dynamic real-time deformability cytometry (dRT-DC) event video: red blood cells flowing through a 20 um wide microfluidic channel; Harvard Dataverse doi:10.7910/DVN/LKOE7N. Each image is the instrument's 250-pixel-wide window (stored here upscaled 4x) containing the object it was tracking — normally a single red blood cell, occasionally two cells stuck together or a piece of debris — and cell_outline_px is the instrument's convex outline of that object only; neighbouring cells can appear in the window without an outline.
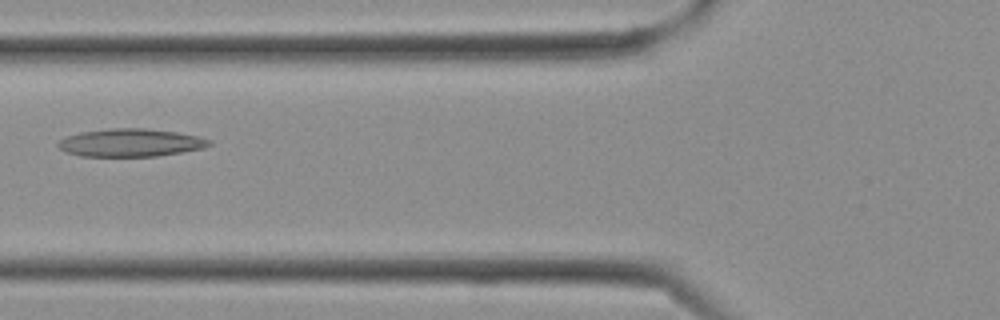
{"species": "Egyptian fruit bat (a non-hibernating species)", "species_latin": "Rousettus aegyptiacus", "temperature_condition": "cold", "stored_images_in_passage": 24, "camera_frame_rate_fps": 3000, "um_per_image_px": 0.085, "frame": {"image": 1, "passage_image": 6, "time_ms": 1.667, "image_size_px": [1000, 320], "cell_outline_px": [[212, 144], [204, 148], [156, 156], [80, 156], [68, 152], [60, 148], [56, 144], [60, 140], [68, 136], [80, 132], [112, 128], [144, 128], [176, 132], [200, 136], [212, 140]], "centroid_in_image_um": [11.14, 12.12], "position_along_channel_um": 114.7, "area_um2": 24.45}}
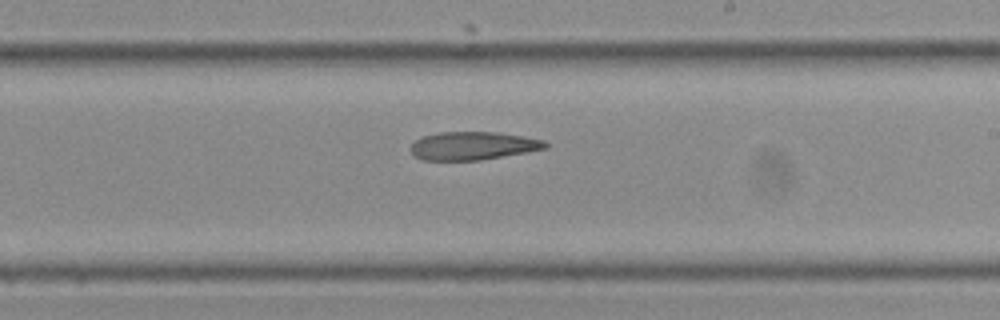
{"frame": {"image": 2, "passage_image": 12, "time_ms": 3.667, "image_size_px": [1000, 320], "cell_outline_px": [[548, 148], [528, 152], [480, 160], [420, 160], [412, 156], [412, 144], [416, 140], [424, 136], [436, 132], [496, 132], [544, 140], [548, 144]], "centroid_in_image_um": [40.19, 12.4], "position_along_channel_um": 248.8, "area_um2": 22.08}}
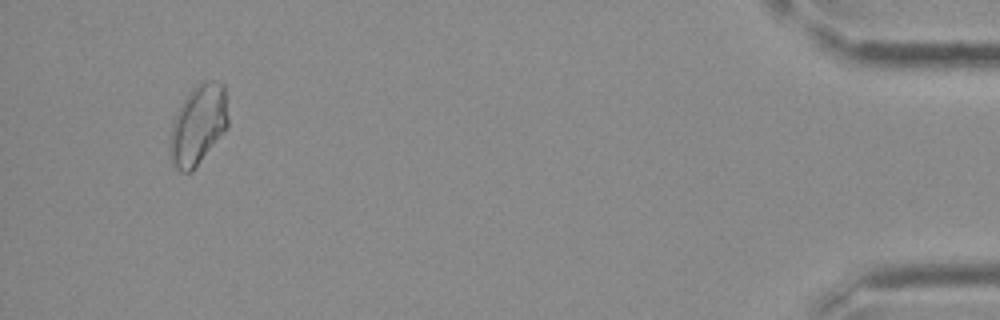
{"frame": {"image": 3, "passage_image": 23, "time_ms": 7.333, "image_size_px": [1000, 320], "cell_outline_px": [[228, 128], [192, 172], [180, 172], [172, 164], [168, 152], [168, 144], [172, 124], [176, 112], [192, 88], [204, 80], [212, 80], [224, 84], [228, 116]], "centroid_in_image_um": [16.83, 10.64], "position_along_channel_um": 418.4, "area_um2": 27.46}}